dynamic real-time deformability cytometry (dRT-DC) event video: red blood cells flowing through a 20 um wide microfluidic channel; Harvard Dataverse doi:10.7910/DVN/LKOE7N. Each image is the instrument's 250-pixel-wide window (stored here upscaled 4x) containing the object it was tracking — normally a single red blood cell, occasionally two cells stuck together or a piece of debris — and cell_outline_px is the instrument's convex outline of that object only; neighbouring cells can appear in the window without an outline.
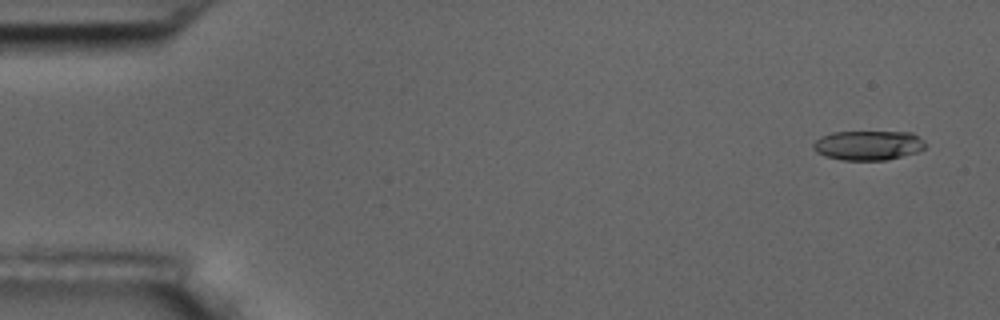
{"species": "common noctule bat (a hibernating species)", "species_latin": "Nyctalus noctula", "temperature_condition": "room temperature", "stored_images_in_passage": 5, "camera_frame_rate_fps": 3000, "um_per_image_px": 0.085, "animal": {"sex": "male", "body_mass_g": 17.5, "forearm_length_mm": 52.3}, "frame": {"image": 1, "passage_image": 1, "time_ms": 0.0, "image_size_px": [1000, 320], "cell_outline_px": [[924, 148], [916, 152], [888, 160], [844, 160], [824, 156], [816, 152], [812, 144], [820, 136], [832, 132], [912, 132], [924, 140]], "centroid_in_image_um": [73.77, 12.35], "position_along_channel_um": 11.2, "area_um2": 19.31}}
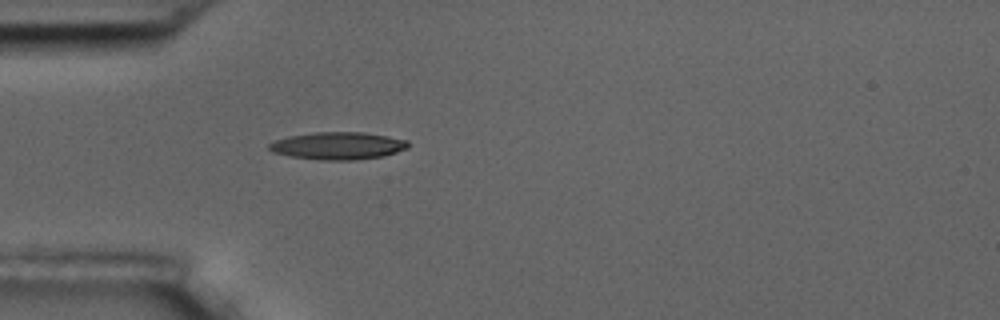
{"frame": {"image": 2, "passage_image": 5, "time_ms": 4.667, "image_size_px": [1000, 320], "cell_outline_px": [[408, 148], [384, 156], [356, 160], [320, 160], [292, 156], [272, 152], [268, 148], [268, 144], [276, 140], [288, 136], [316, 132], [364, 132], [388, 136], [408, 140]], "centroid_in_image_um": [28.74, 12.39], "position_along_channel_um": 56.3, "area_um2": 22.25}}